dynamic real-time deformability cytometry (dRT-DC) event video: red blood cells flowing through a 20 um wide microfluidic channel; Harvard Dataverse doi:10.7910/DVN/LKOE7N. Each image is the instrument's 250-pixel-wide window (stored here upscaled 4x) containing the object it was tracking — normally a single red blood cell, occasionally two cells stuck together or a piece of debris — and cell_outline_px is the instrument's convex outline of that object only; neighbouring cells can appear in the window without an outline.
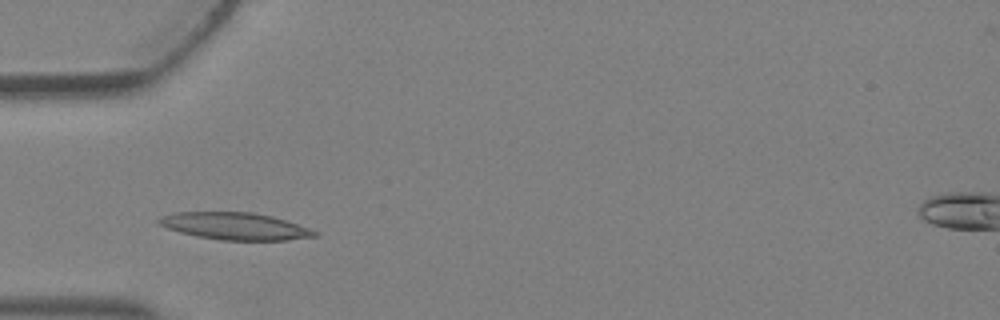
{"species": "Egyptian fruit bat (a non-hibernating species)", "species_latin": "Rousettus aegyptiacus", "temperature_condition": "warm", "stored_images_in_passage": 2, "camera_frame_rate_fps": 3000, "um_per_image_px": 0.085, "animal": {"sex": "female"}, "frame": {"image": 1, "passage_image": 2, "time_ms": 0.333, "image_size_px": [1000, 320], "cell_outline_px": [[320, 236], [288, 240], [220, 240], [196, 236], [180, 232], [156, 224], [156, 220], [160, 216], [176, 212], [252, 212], [272, 216], [308, 228], [316, 232]], "centroid_in_image_um": [19.93, 19.22], "position_along_channel_um": 65.1, "area_um2": 24.62}}